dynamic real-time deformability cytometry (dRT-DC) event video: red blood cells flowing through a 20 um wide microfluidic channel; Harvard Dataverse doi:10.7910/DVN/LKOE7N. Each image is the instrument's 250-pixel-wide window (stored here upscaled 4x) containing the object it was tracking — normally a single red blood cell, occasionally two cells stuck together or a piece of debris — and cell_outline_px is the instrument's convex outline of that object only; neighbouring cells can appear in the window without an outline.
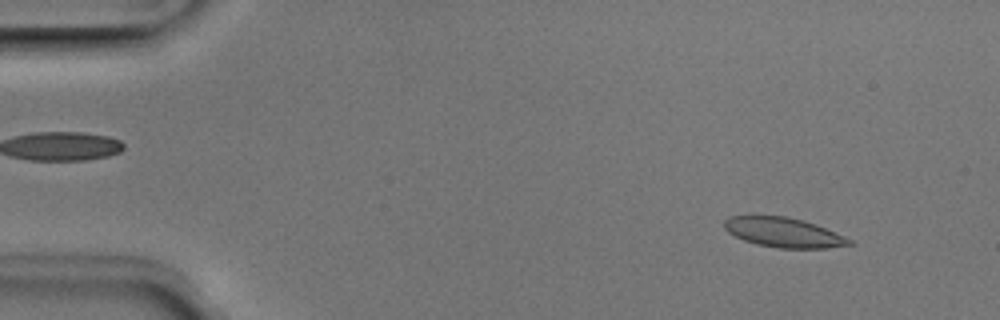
{"species": "Egyptian fruit bat (a non-hibernating species)", "species_latin": "Rousettus aegyptiacus", "temperature_condition": "room temperature", "stored_images_in_passage": 50, "camera_frame_rate_fps": 3000, "um_per_image_px": 0.085, "animal": {"sex": "male"}, "frame": {"image": 1, "passage_image": 4, "time_ms": 1.0, "image_size_px": [1000, 320], "cell_outline_px": [[856, 244], [828, 248], [776, 248], [756, 244], [744, 240], [728, 232], [724, 228], [724, 220], [728, 216], [784, 216], [804, 220], [816, 224], [844, 236], [852, 240]], "centroid_in_image_um": [66.62, 19.76], "position_along_channel_um": 18.4, "area_um2": 21.68}}
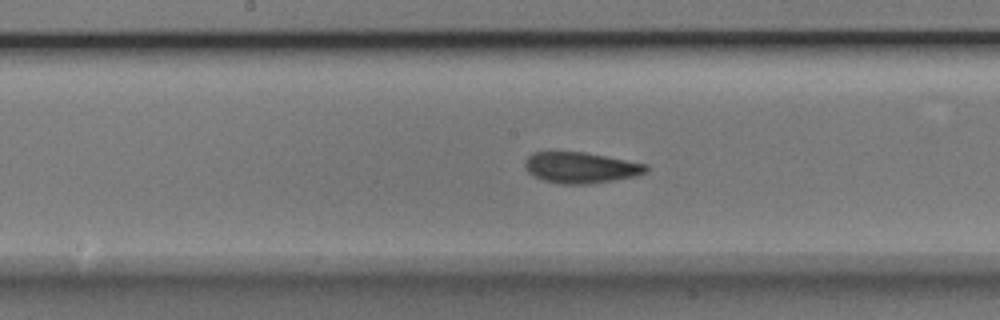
{"frame": {"image": 2, "passage_image": 25, "time_ms": 8.0, "image_size_px": [1000, 320], "cell_outline_px": [[648, 172], [636, 176], [588, 184], [560, 184], [544, 180], [532, 176], [524, 168], [524, 160], [532, 152], [584, 152], [648, 164]], "centroid_in_image_um": [49.34, 14.25], "position_along_channel_um": 198.9, "area_um2": 21.96}}
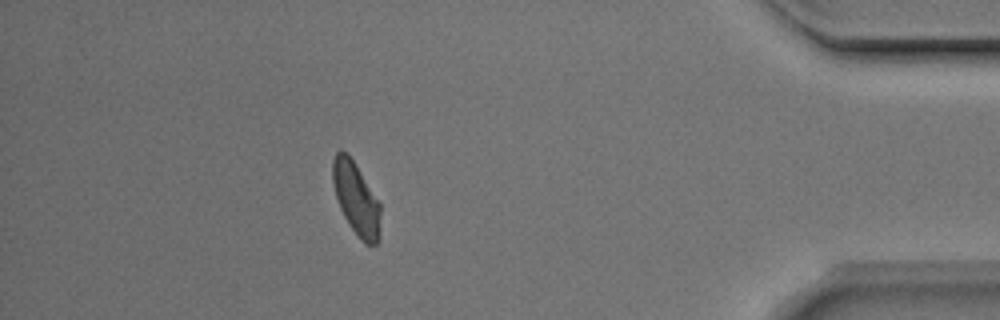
{"frame": {"image": 3, "passage_image": 44, "time_ms": 14.333, "image_size_px": [1000, 320], "cell_outline_px": [[380, 240], [376, 244], [364, 244], [360, 240], [344, 216], [340, 208], [336, 196], [332, 180], [332, 160], [336, 152], [340, 148], [348, 152], [380, 204]], "centroid_in_image_um": [30.26, 16.87], "position_along_channel_um": 404.9, "area_um2": 20.23}, "authors_computed_cell_mechanics": {"area_um2": 21.4438, "velocity_mm_per_s": 3.9747, "shape_relaxation_time_tau1_ms": 8.7056, "shape_relaxation_time_tau2_ms": 4.8136, "deformation_change_tau1": 0.1685, "deformation_change_tau2": 0.0742}}